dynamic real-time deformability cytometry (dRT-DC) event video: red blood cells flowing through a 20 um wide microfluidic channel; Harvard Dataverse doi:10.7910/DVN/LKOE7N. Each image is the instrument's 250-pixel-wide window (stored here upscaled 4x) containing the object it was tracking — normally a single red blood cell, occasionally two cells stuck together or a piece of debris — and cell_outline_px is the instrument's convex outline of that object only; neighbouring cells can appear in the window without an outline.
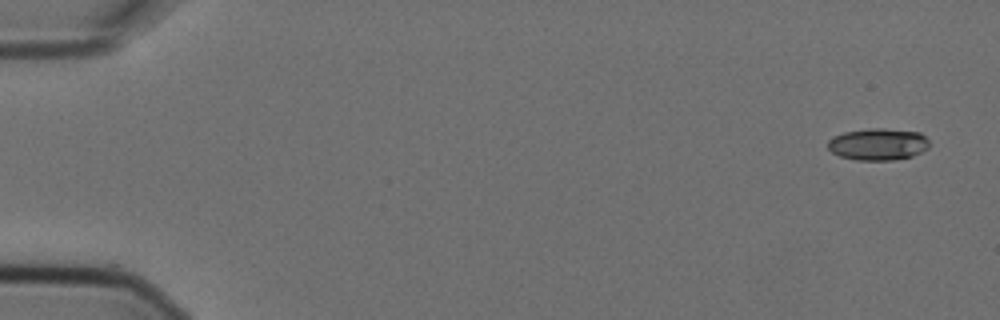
{"species": "Egyptian fruit bat (a non-hibernating species)", "species_latin": "Rousettus aegyptiacus", "temperature_condition": "cold", "stored_images_in_passage": 5, "camera_frame_rate_fps": 3000, "um_per_image_px": 0.085, "animal": {"sex": "female"}, "frame": {"image": 1, "passage_image": 1, "time_ms": 0.0, "image_size_px": [1000, 320], "cell_outline_px": [[928, 148], [912, 156], [892, 160], [856, 160], [840, 156], [832, 152], [828, 148], [828, 140], [832, 136], [844, 132], [868, 128], [884, 128], [920, 132], [928, 140]], "centroid_in_image_um": [74.61, 12.25], "position_along_channel_um": 10.4, "area_um2": 18.9}}
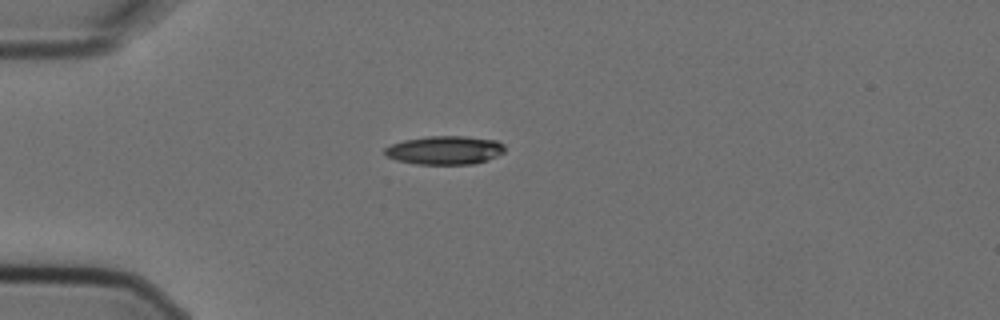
{"frame": {"image": 2, "passage_image": 4, "time_ms": 1.0, "image_size_px": [1000, 320], "cell_outline_px": [[504, 152], [488, 160], [472, 164], [416, 164], [396, 160], [384, 156], [384, 148], [392, 144], [404, 140], [428, 136], [464, 136], [496, 140], [504, 144]], "centroid_in_image_um": [37.79, 12.77], "position_along_channel_um": 47.2, "area_um2": 20.06}}